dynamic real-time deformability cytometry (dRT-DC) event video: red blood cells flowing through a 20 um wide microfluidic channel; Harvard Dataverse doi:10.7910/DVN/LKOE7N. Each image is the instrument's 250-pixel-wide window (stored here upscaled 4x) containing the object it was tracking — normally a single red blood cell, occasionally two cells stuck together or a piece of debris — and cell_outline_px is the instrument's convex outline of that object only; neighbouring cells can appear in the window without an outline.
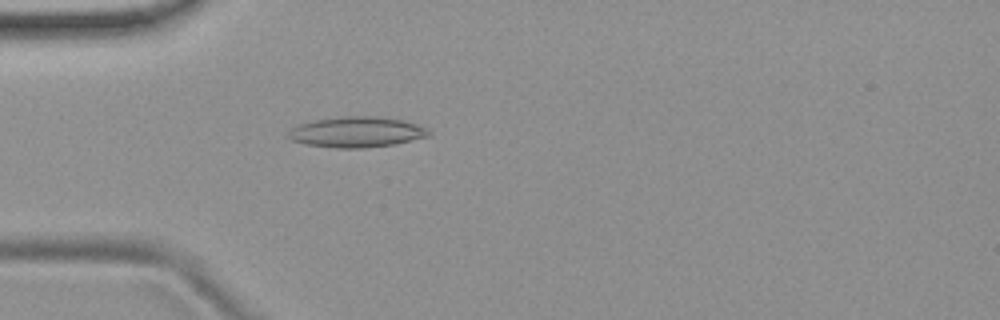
{"species": "common noctule bat (a hibernating species)", "species_latin": "Nyctalus noctula", "temperature_condition": "room temperature", "stored_images_in_passage": 52, "camera_frame_rate_fps": 3000, "um_per_image_px": 0.085, "animal": {"sex": "female", "body_mass_g": 19.9}, "frame": {"image": 1, "passage_image": 15, "time_ms": 4.667, "image_size_px": [1000, 320], "cell_outline_px": [[432, 132], [428, 136], [392, 144], [364, 148], [336, 148], [308, 144], [292, 140], [288, 136], [288, 132], [292, 128], [300, 124], [316, 120], [340, 116], [376, 116], [400, 120], [416, 124], [428, 128]], "centroid_in_image_um": [30.32, 11.22], "position_along_channel_um": 54.7, "area_um2": 24.68}}
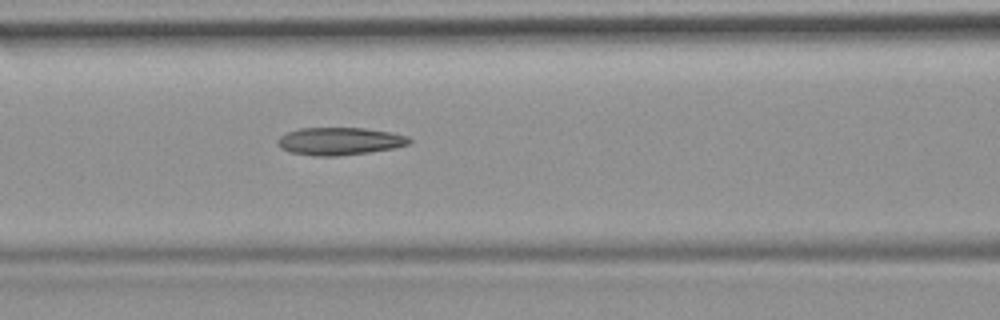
{"frame": {"image": 2, "passage_image": 22, "time_ms": 7.0, "image_size_px": [1000, 320], "cell_outline_px": [[412, 140], [408, 144], [392, 148], [368, 152], [336, 156], [316, 156], [288, 152], [280, 148], [276, 144], [276, 140], [280, 136], [288, 132], [300, 128], [364, 128], [392, 132], [408, 136]], "centroid_in_image_um": [28.83, 12.0], "position_along_channel_um": 137.8, "area_um2": 21.21}}
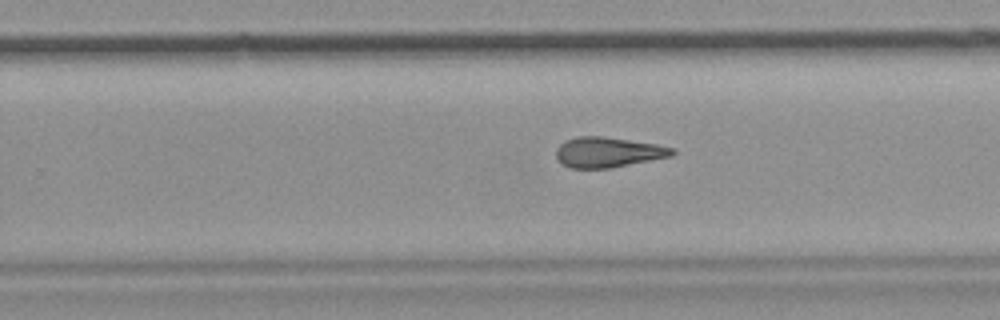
{"frame": {"image": 3, "passage_image": 33, "time_ms": 10.667, "image_size_px": [1000, 320], "cell_outline_px": [[676, 152], [672, 156], [612, 168], [572, 168], [564, 164], [556, 156], [556, 148], [560, 144], [576, 136], [604, 136], [656, 144], [676, 148]], "centroid_in_image_um": [51.73, 12.93], "position_along_channel_um": 278.1, "area_um2": 20.46}, "authors_computed_cell_mechanics": {"area_um2": 21.0681, "velocity_mm_per_s": 3.85, "shape_relaxation_time_tau1_ms": null, "shape_relaxation_time_tau2_ms": 3.7899, "deformation_change_tau1": null, "deformation_change_tau2": 0.1355}}